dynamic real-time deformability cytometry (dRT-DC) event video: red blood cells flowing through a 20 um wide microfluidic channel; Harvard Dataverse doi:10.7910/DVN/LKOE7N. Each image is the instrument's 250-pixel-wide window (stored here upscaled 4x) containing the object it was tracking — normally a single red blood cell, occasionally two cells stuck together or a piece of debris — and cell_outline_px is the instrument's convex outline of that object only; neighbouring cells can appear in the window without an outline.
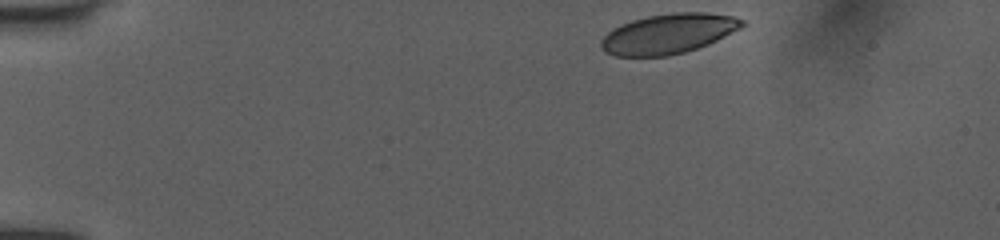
{"species": "human", "species_latin": "Homo sapiens", "temperature_condition": "room temperature", "stored_images_in_passage": 41, "camera_frame_rate_fps": 3000, "um_per_image_px": 0.085, "donor": {"sex": "female"}, "frame": {"image": 1, "passage_image": 1, "time_ms": 0.0, "image_size_px": [1000, 240], "cell_outline_px": [[744, 24], [740, 28], [708, 44], [684, 52], [668, 56], [616, 56], [604, 52], [600, 48], [600, 40], [612, 28], [632, 20], [648, 16], [672, 12], [704, 12], [732, 16], [744, 20]], "centroid_in_image_um": [56.76, 2.87], "position_along_channel_um": 28.2, "area_um2": 32.71}}
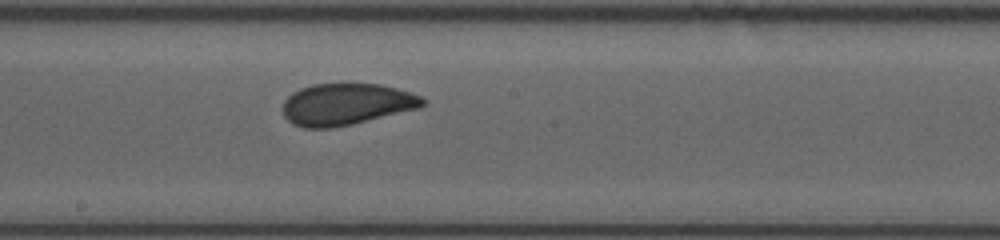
{"frame": {"image": 2, "passage_image": 22, "time_ms": 7.0, "image_size_px": [1000, 240], "cell_outline_px": [[428, 100], [420, 108], [352, 124], [332, 128], [304, 128], [292, 124], [284, 116], [284, 100], [292, 92], [300, 88], [312, 84], [380, 84], [412, 92]], "centroid_in_image_um": [29.45, 8.86], "position_along_channel_um": 218.8, "area_um2": 34.04}}
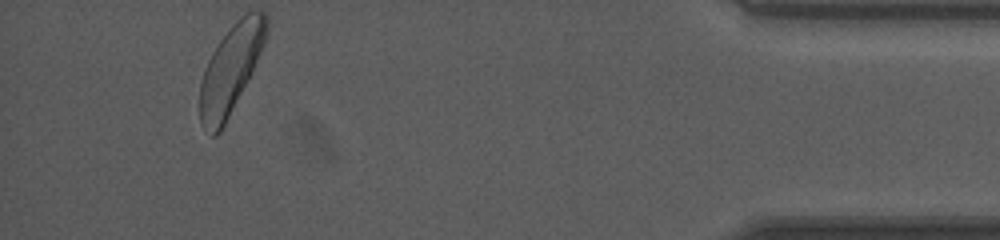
{"frame": {"image": 3, "passage_image": 41, "time_ms": 13.333, "image_size_px": [1000, 240], "cell_outline_px": [[268, 28], [264, 44], [252, 72], [220, 132], [216, 136], [212, 136], [200, 124], [200, 80], [204, 68], [212, 52], [220, 40], [232, 24], [244, 12], [264, 12], [268, 16]], "centroid_in_image_um": [19.6, 5.87], "position_along_channel_um": 415.6, "area_um2": 33.99}, "authors_computed_cell_mechanics": {"area_um2": 34.0442, "velocity_mm_per_s": 3.9901, "shape_relaxation_time_tau1_ms": 3.419, "shape_relaxation_time_tau2_ms": 1.0414, "deformation_change_tau1": 0.1221, "deformation_change_tau2": 0.058}}